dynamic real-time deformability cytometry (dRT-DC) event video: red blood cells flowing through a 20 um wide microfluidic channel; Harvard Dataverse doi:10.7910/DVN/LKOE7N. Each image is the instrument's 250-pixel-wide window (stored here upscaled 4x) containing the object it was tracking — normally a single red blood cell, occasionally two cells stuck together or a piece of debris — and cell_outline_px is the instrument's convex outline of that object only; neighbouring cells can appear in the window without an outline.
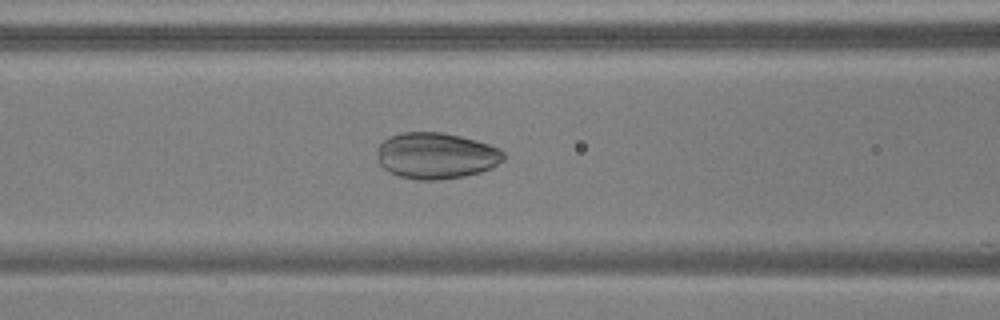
{"species": "common noctule bat (a hibernating species)", "species_latin": "Nyctalus noctula", "temperature_condition": "warm", "stored_images_in_passage": 54, "camera_frame_rate_fps": 3000, "um_per_image_px": 0.085, "animal": {"sex": "male", "body_mass_g": 17.9, "forearm_length_mm": 54.2}, "frame": {"image": 1, "passage_image": 23, "time_ms": 7.333, "image_size_px": [1000, 320], "cell_outline_px": [[504, 160], [492, 168], [480, 172], [464, 176], [436, 180], [416, 180], [400, 176], [388, 172], [380, 164], [376, 152], [376, 148], [384, 140], [400, 132], [440, 132], [460, 136], [476, 140], [500, 148], [504, 152]], "centroid_in_image_um": [37.07, 13.23], "position_along_channel_um": 129.5, "area_um2": 34.22}}
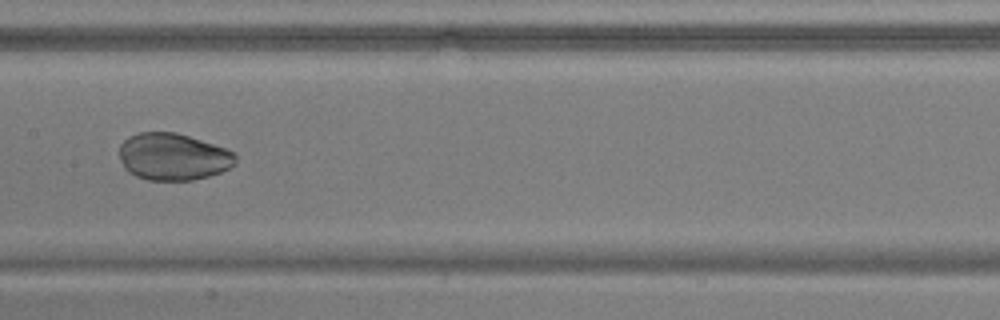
{"frame": {"image": 2, "passage_image": 28, "time_ms": 9.0, "image_size_px": [1000, 320], "cell_outline_px": [[236, 164], [220, 172], [208, 176], [192, 180], [148, 180], [136, 176], [128, 172], [124, 168], [120, 160], [120, 144], [128, 136], [140, 132], [176, 132], [228, 148], [236, 152]], "centroid_in_image_um": [14.73, 13.31], "position_along_channel_um": 192.7, "area_um2": 32.14}}
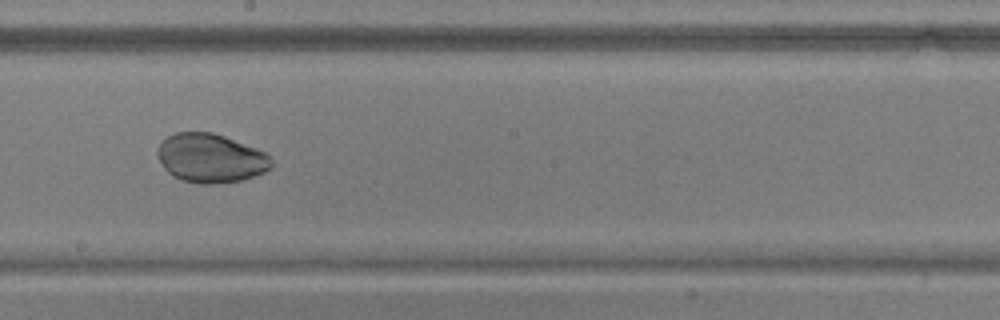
{"frame": {"image": 3, "passage_image": 31, "time_ms": 10.0, "image_size_px": [1000, 320], "cell_outline_px": [[272, 168], [264, 172], [240, 180], [212, 184], [200, 184], [180, 180], [172, 176], [164, 168], [156, 156], [156, 148], [160, 140], [176, 132], [212, 132], [224, 136], [256, 148], [264, 152], [272, 160]], "centroid_in_image_um": [17.84, 13.44], "position_along_channel_um": 230.4, "area_um2": 32.66}}